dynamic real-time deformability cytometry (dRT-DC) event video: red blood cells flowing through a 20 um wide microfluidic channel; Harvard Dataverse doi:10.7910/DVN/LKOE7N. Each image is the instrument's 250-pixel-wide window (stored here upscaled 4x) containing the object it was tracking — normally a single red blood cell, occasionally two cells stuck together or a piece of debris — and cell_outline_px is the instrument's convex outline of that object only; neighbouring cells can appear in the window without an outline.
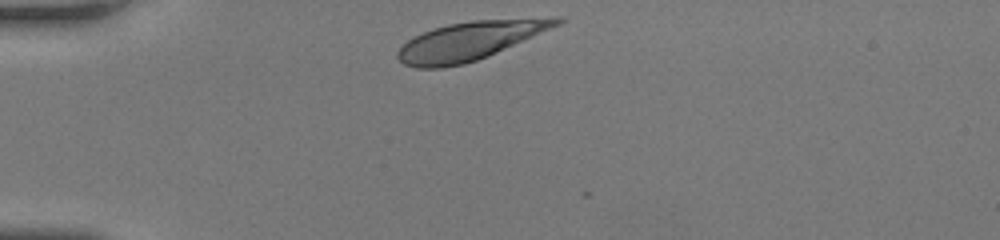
{"species": "human", "species_latin": "Homo sapiens", "temperature_condition": "room temperature", "stored_images_in_passage": 29, "camera_frame_rate_fps": 3000, "um_per_image_px": 0.085, "donor": {"sex": "female"}, "frame": {"image": 1, "passage_image": 1, "time_ms": 0.0, "image_size_px": [1000, 240], "cell_outline_px": [[564, 20], [560, 24], [476, 60], [464, 64], [440, 68], [416, 68], [404, 64], [396, 56], [396, 52], [408, 40], [424, 32], [448, 24], [472, 20], [556, 16], [564, 16]], "centroid_in_image_um": [39.95, 3.45], "position_along_channel_um": 45.1, "area_um2": 35.26}}
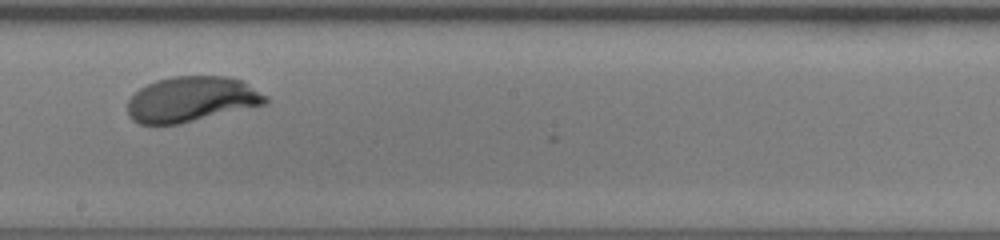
{"frame": {"image": 2, "passage_image": 17, "time_ms": 5.333, "image_size_px": [1000, 240], "cell_outline_px": [[268, 100], [264, 104], [180, 124], [140, 124], [132, 120], [128, 116], [128, 100], [140, 88], [156, 80], [172, 76], [224, 76], [244, 80], [268, 96]], "centroid_in_image_um": [16.28, 8.43], "position_along_channel_um": 231.9, "area_um2": 36.47}}
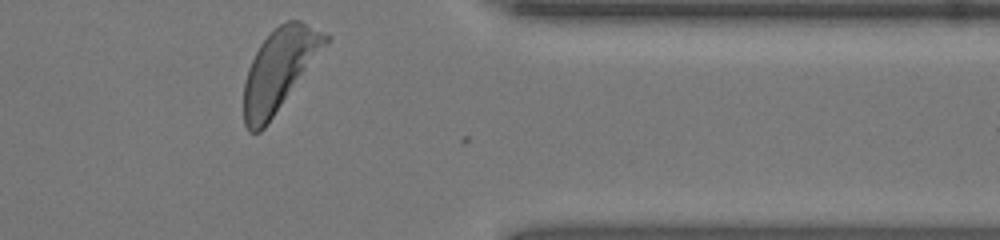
{"frame": {"image": 3, "passage_image": 29, "time_ms": 9.333, "image_size_px": [1000, 240], "cell_outline_px": [[332, 36], [328, 44], [264, 128], [260, 132], [248, 132], [244, 124], [244, 80], [248, 68], [260, 44], [280, 24], [288, 20], [300, 20]], "centroid_in_image_um": [23.75, 5.92], "position_along_channel_um": 387.6, "area_um2": 38.44}, "authors_computed_cell_mechanics": {"area_um2": 36.6452, "velocity_mm_per_s": 4.1652, "shape_relaxation_time_tau1_ms": 1.9804, "shape_relaxation_time_tau2_ms": null, "deformation_change_tau1": 0.1615, "deformation_change_tau2": null}}